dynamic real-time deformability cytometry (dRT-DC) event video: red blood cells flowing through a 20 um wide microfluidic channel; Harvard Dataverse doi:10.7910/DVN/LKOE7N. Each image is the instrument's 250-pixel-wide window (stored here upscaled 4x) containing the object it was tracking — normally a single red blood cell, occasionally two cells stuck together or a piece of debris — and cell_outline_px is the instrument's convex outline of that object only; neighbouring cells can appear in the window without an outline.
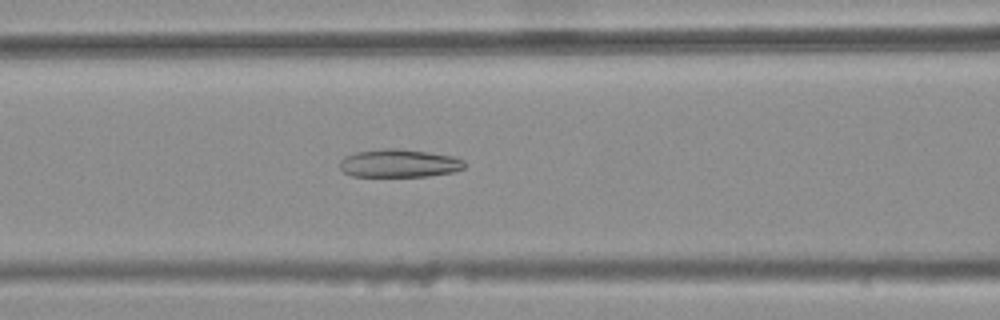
{"species": "common noctule bat (a hibernating species)", "species_latin": "Nyctalus noctula", "temperature_condition": "warm", "stored_images_in_passage": 38, "camera_frame_rate_fps": 3000, "um_per_image_px": 0.085, "animal": {"sex": "female", "body_mass_g": 25.1}, "frame": {"image": 1, "passage_image": 14, "time_ms": 4.333, "image_size_px": [1000, 320], "cell_outline_px": [[464, 168], [452, 172], [428, 176], [352, 176], [344, 172], [340, 168], [340, 160], [344, 156], [356, 152], [384, 148], [396, 148], [428, 152], [452, 156], [464, 160]], "centroid_in_image_um": [33.9, 13.87], "position_along_channel_um": 132.7, "area_um2": 20.35}}
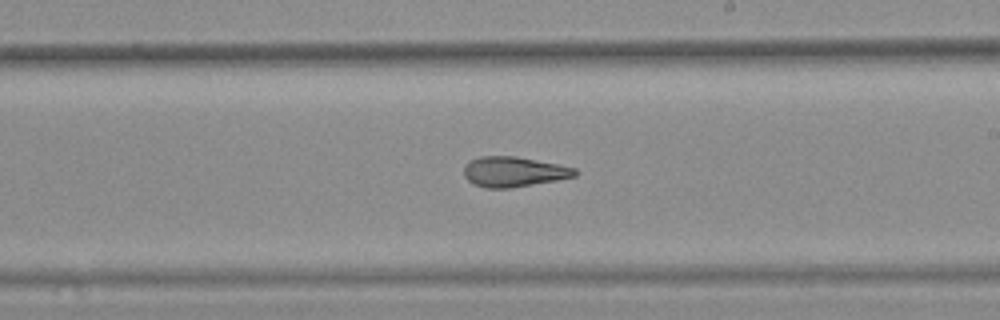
{"frame": {"image": 2, "passage_image": 23, "time_ms": 7.333, "image_size_px": [1000, 320], "cell_outline_px": [[580, 172], [576, 176], [556, 180], [508, 188], [488, 188], [472, 184], [464, 176], [464, 168], [472, 160], [480, 156], [516, 156], [576, 168]], "centroid_in_image_um": [43.68, 14.6], "position_along_channel_um": 245.3, "area_um2": 19.31}}
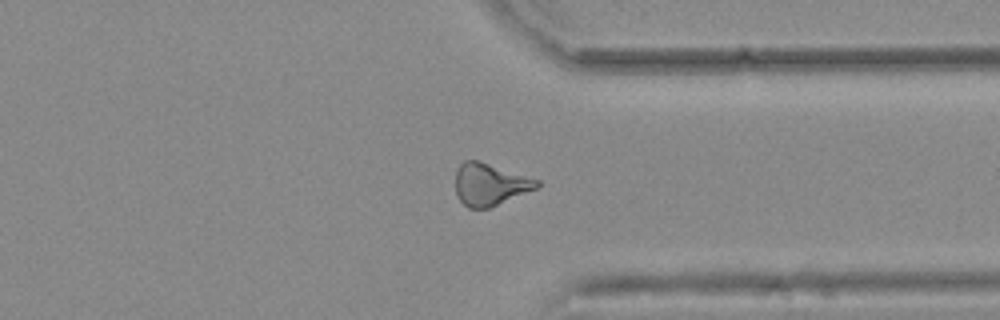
{"frame": {"image": 3, "passage_image": 33, "time_ms": 10.667, "image_size_px": [1000, 320], "cell_outline_px": [[540, 188], [488, 208], [468, 208], [456, 196], [456, 172], [460, 164], [464, 160], [476, 160], [540, 180]], "centroid_in_image_um": [41.66, 15.68], "position_along_channel_um": 369.7, "area_um2": 19.94}, "authors_computed_cell_mechanics": {"area_um2": 20.0277, "velocity_mm_per_s": 3.7586, "shape_relaxation_time_tau1_ms": null, "shape_relaxation_time_tau2_ms": 2.4077, "deformation_change_tau1": null, "deformation_change_tau2": 0.12}}